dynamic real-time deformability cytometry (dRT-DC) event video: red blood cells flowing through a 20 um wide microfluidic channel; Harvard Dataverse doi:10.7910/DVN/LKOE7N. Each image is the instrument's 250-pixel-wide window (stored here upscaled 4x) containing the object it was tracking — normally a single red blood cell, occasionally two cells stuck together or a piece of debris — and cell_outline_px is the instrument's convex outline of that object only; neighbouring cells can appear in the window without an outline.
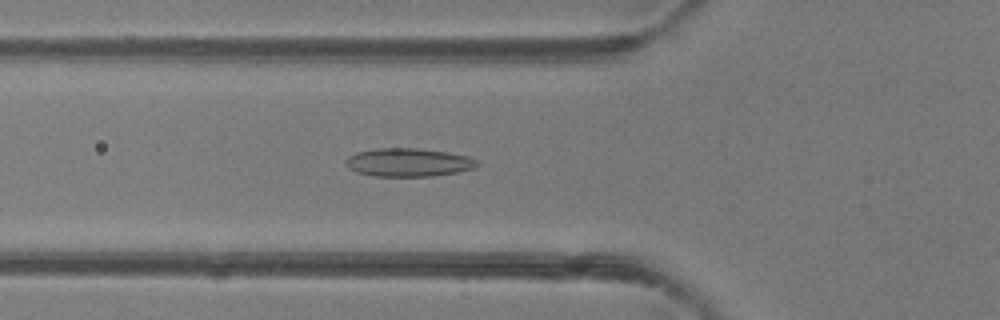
{"species": "common noctule bat (a hibernating species)", "species_latin": "Nyctalus noctula", "temperature_condition": "room temperature", "stored_images_in_passage": 42, "camera_frame_rate_fps": 3000, "um_per_image_px": 0.085, "animal": {"sex": "female"}, "frame": {"image": 1, "passage_image": 12, "time_ms": 3.667, "image_size_px": [1000, 320], "cell_outline_px": [[480, 164], [476, 168], [456, 172], [432, 176], [376, 176], [356, 172], [348, 168], [344, 164], [344, 160], [348, 156], [356, 152], [376, 148], [416, 148], [444, 152], [468, 156], [476, 160]], "centroid_in_image_um": [34.67, 13.8], "position_along_channel_um": 91.1, "area_um2": 21.73}}
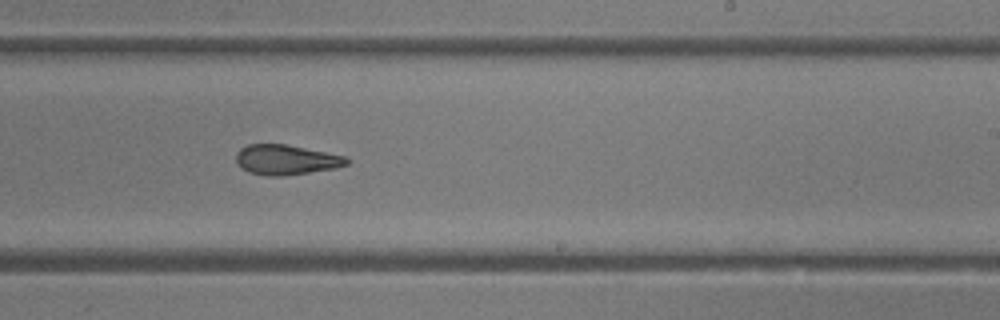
{"frame": {"image": 2, "passage_image": 24, "time_ms": 7.667, "image_size_px": [1000, 320], "cell_outline_px": [[348, 164], [336, 168], [284, 176], [268, 176], [248, 172], [236, 160], [236, 156], [240, 148], [248, 144], [284, 144], [344, 156], [348, 160]], "centroid_in_image_um": [24.3, 13.58], "position_along_channel_um": 264.7, "area_um2": 19.02}}
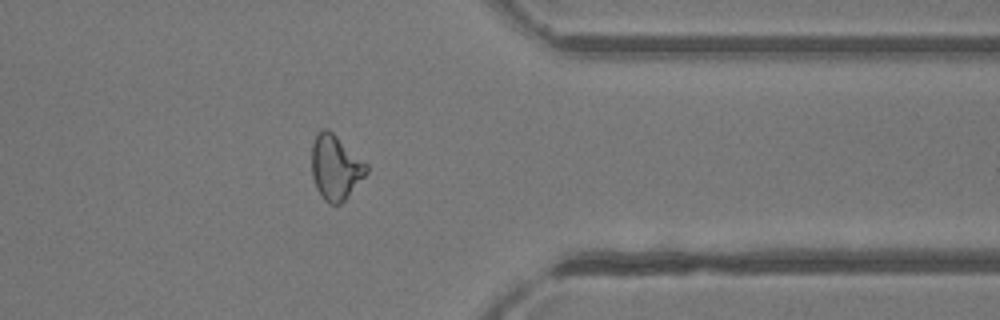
{"frame": {"image": 3, "passage_image": 33, "time_ms": 10.667, "image_size_px": [1000, 320], "cell_outline_px": [[368, 172], [344, 200], [340, 204], [332, 204], [324, 200], [316, 188], [312, 176], [312, 144], [316, 136], [324, 128], [328, 128], [368, 164]], "centroid_in_image_um": [28.52, 14.22], "position_along_channel_um": 382.9, "area_um2": 20.46}, "authors_computed_cell_mechanics": {"area_um2": 20.8369, "velocity_mm_per_s": 4.3213, "shape_relaxation_time_tau1_ms": 6.6439, "shape_relaxation_time_tau2_ms": 2.9443, "deformation_change_tau1": 0.1531, "deformation_change_tau2": 0.1104}}